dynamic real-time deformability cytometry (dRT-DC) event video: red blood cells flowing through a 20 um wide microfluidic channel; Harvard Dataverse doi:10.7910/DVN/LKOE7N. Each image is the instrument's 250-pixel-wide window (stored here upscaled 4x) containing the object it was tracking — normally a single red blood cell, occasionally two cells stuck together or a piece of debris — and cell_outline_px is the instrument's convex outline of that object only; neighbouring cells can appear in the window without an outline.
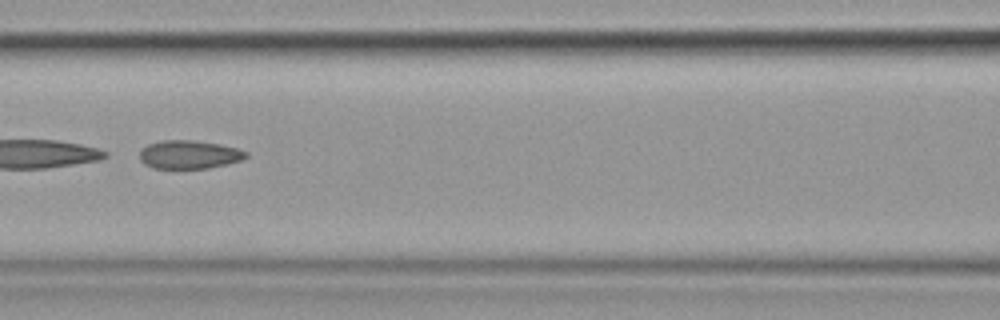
{"species": "common noctule bat (a hibernating species)", "species_latin": "Nyctalus noctula", "temperature_condition": "cold", "stored_images_in_passage": 54, "camera_frame_rate_fps": 3000, "um_per_image_px": 0.085, "animal": {"sex": "female", "body_mass_g": 19.9}, "frame": {"image": 1, "passage_image": 24, "time_ms": 7.667, "image_size_px": [1000, 320], "cell_outline_px": [[248, 156], [244, 160], [228, 164], [208, 168], [152, 168], [144, 164], [140, 160], [140, 148], [148, 144], [160, 140], [192, 140], [220, 144], [236, 148], [248, 152]], "centroid_in_image_um": [16.08, 13.13], "position_along_channel_um": 150.5, "area_um2": 17.8}}
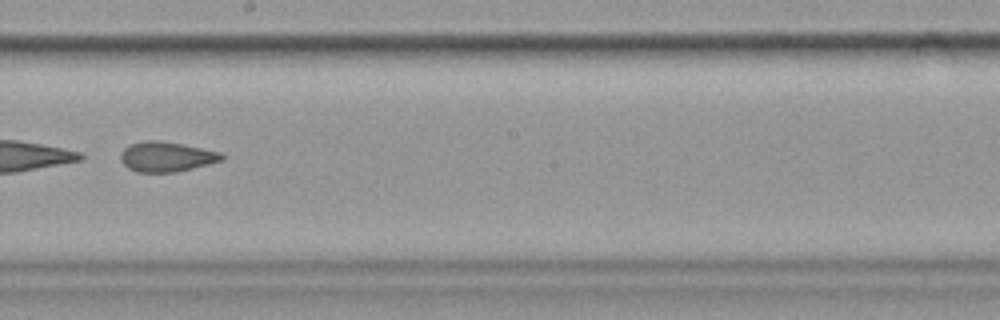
{"frame": {"image": 2, "passage_image": 31, "time_ms": 10.0, "image_size_px": [1000, 320], "cell_outline_px": [[224, 160], [176, 172], [136, 172], [128, 168], [120, 160], [120, 152], [128, 144], [144, 140], [160, 140], [184, 144], [220, 152], [224, 156]], "centroid_in_image_um": [14.11, 13.31], "position_along_channel_um": 234.1, "area_um2": 17.86}}